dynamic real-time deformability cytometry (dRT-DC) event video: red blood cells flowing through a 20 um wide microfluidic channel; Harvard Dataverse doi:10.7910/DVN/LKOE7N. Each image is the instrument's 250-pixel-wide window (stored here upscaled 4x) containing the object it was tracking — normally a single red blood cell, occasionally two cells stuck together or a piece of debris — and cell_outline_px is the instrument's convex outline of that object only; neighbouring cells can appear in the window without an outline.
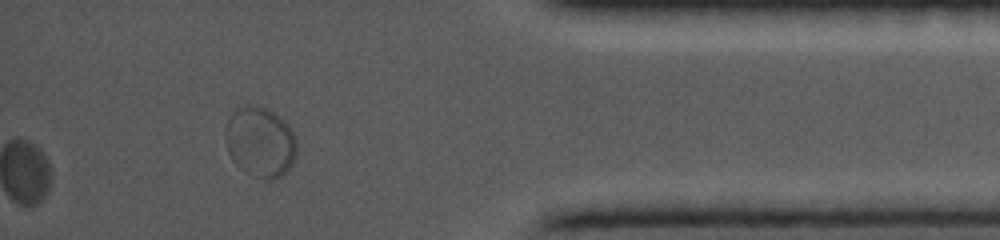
{"species": "common noctule bat (a hibernating species)", "species_latin": "Nyctalus noctula", "temperature_condition": "cold", "stored_images_in_passage": 52, "segment_of_instrument_passage": [2, 2], "camera_frame_rate_fps": 5000, "um_per_image_px": 0.085, "animal": {"sex": "female", "body_mass_g": 19.0, "forearm_length_mm": 56.7}, "frame": {"image": 1, "passage_image": 52, "time_ms": 14.8, "image_size_px": [1000, 240], "cell_outline_px": [[296, 156], [292, 164], [280, 176], [272, 180], [264, 180], [240, 168], [232, 160], [228, 152], [228, 120], [232, 112], [236, 108], [244, 104], [256, 104], [268, 108], [280, 116], [288, 124], [296, 140]], "centroid_in_image_um": [22.15, 12.03], "position_along_channel_um": 413.1, "area_um2": 29.07}}